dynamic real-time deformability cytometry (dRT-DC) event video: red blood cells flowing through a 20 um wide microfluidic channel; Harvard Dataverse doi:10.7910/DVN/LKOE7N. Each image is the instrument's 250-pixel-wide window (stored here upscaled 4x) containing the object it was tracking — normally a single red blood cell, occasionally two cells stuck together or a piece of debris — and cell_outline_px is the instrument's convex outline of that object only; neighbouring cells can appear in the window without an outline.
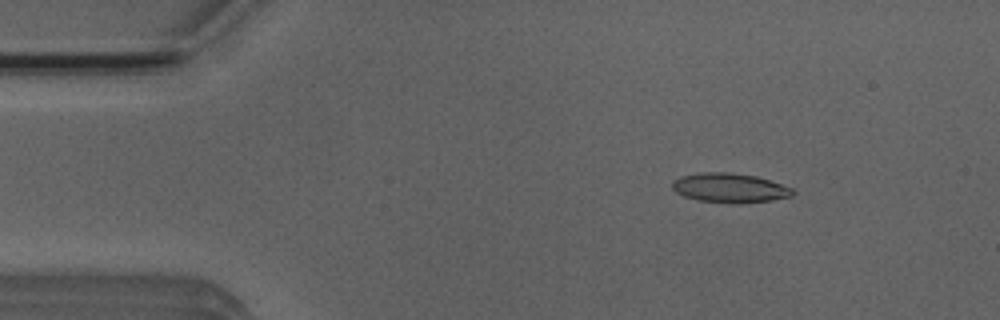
{"species": "Egyptian fruit bat (a non-hibernating species)", "species_latin": "Rousettus aegyptiacus", "temperature_condition": "room temperature", "stored_images_in_passage": 4, "camera_frame_rate_fps": 3000, "um_per_image_px": 0.085, "animal": {"sex": "male"}, "frame": {"image": 1, "passage_image": 2, "time_ms": 1.333, "image_size_px": [1000, 320], "cell_outline_px": [[796, 192], [792, 196], [772, 200], [740, 204], [700, 200], [684, 196], [676, 192], [672, 188], [672, 180], [680, 176], [700, 172], [732, 172], [756, 176], [792, 188]], "centroid_in_image_um": [62.02, 15.96], "position_along_channel_um": 23.0, "area_um2": 20.69}}